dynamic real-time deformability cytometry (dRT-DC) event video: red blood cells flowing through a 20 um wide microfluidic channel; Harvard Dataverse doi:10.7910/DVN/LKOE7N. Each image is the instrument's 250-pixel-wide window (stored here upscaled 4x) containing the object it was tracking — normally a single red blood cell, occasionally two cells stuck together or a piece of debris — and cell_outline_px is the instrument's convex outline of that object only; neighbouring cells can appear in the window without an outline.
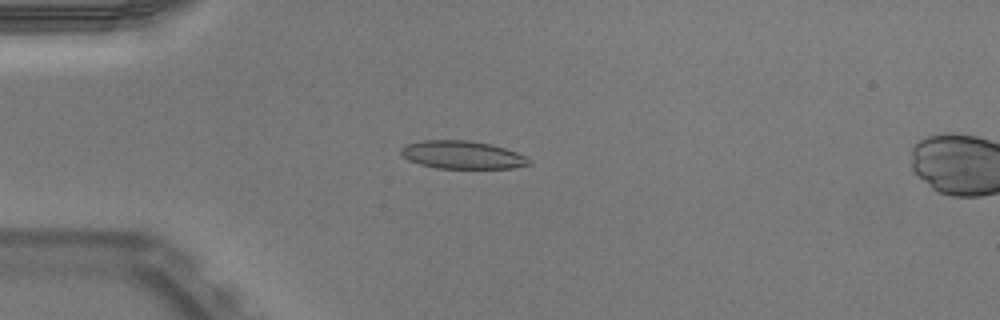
{"species": "Egyptian fruit bat (a non-hibernating species)", "species_latin": "Rousettus aegyptiacus", "temperature_condition": "warm", "stored_images_in_passage": 16, "camera_frame_rate_fps": 3000, "um_per_image_px": 0.085, "animal": {"sex": "male"}, "frame": {"image": 1, "passage_image": 14, "time_ms": 4.333, "image_size_px": [1000, 320], "cell_outline_px": [[532, 164], [512, 168], [436, 168], [420, 164], [408, 160], [400, 152], [400, 148], [404, 144], [424, 140], [468, 140], [492, 144], [516, 152], [532, 160]], "centroid_in_image_um": [39.28, 13.16], "position_along_channel_um": 45.7, "area_um2": 20.92}}